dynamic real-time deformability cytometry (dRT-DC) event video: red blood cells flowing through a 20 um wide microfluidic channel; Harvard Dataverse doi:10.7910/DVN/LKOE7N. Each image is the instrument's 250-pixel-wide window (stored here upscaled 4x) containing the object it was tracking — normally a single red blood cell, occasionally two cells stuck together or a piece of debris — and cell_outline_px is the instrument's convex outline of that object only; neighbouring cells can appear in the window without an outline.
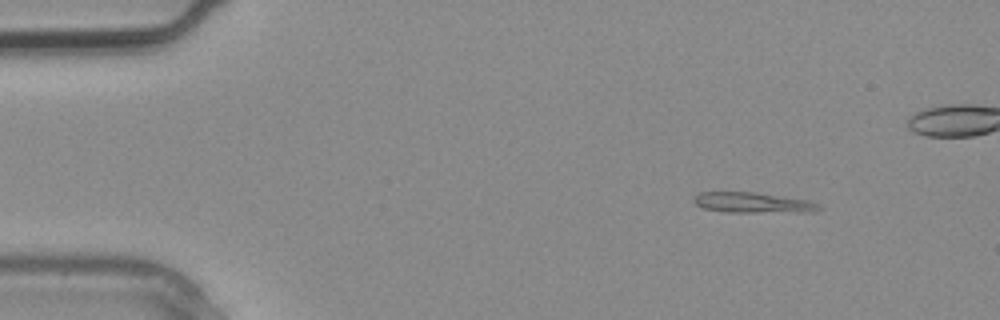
{"species": "common noctule bat (a hibernating species)", "species_latin": "Nyctalus noctula", "temperature_condition": "warm", "stored_images_in_passage": 3, "camera_frame_rate_fps": 3000, "um_per_image_px": 0.085, "animal": {"sex": "male", "body_mass_g": 20.4}, "frame": {"image": 1, "passage_image": 1, "time_ms": 0.0, "image_size_px": [1000, 320], "cell_outline_px": [[824, 208], [816, 212], [724, 212], [704, 208], [696, 204], [692, 200], [692, 196], [700, 192], [756, 192], [808, 200]], "centroid_in_image_um": [63.99, 17.23], "position_along_channel_um": 21.0, "area_um2": 15.03}}